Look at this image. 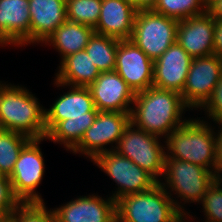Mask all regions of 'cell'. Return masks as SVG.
I'll return each mask as SVG.
<instances>
[{
	"instance_id": "obj_1",
	"label": "cell",
	"mask_w": 222,
	"mask_h": 222,
	"mask_svg": "<svg viewBox=\"0 0 222 222\" xmlns=\"http://www.w3.org/2000/svg\"><path fill=\"white\" fill-rule=\"evenodd\" d=\"M54 86L67 88L49 109L45 108L46 140L63 145L71 151L94 123L98 109L88 87L70 86L53 81Z\"/></svg>"
},
{
	"instance_id": "obj_2",
	"label": "cell",
	"mask_w": 222,
	"mask_h": 222,
	"mask_svg": "<svg viewBox=\"0 0 222 222\" xmlns=\"http://www.w3.org/2000/svg\"><path fill=\"white\" fill-rule=\"evenodd\" d=\"M187 109L190 110L181 94L152 86L135 93L130 122L149 134L165 139L188 120L182 115Z\"/></svg>"
},
{
	"instance_id": "obj_3",
	"label": "cell",
	"mask_w": 222,
	"mask_h": 222,
	"mask_svg": "<svg viewBox=\"0 0 222 222\" xmlns=\"http://www.w3.org/2000/svg\"><path fill=\"white\" fill-rule=\"evenodd\" d=\"M6 83L0 85V129L45 138V107L26 87Z\"/></svg>"
},
{
	"instance_id": "obj_4",
	"label": "cell",
	"mask_w": 222,
	"mask_h": 222,
	"mask_svg": "<svg viewBox=\"0 0 222 222\" xmlns=\"http://www.w3.org/2000/svg\"><path fill=\"white\" fill-rule=\"evenodd\" d=\"M205 119L189 118L164 140L165 158H176L215 173V126Z\"/></svg>"
},
{
	"instance_id": "obj_5",
	"label": "cell",
	"mask_w": 222,
	"mask_h": 222,
	"mask_svg": "<svg viewBox=\"0 0 222 222\" xmlns=\"http://www.w3.org/2000/svg\"><path fill=\"white\" fill-rule=\"evenodd\" d=\"M163 179L158 183L167 191L176 208L184 216H188L191 212L185 211V203L199 204L216 175L199 165L176 158H165ZM174 194L177 195L176 198L180 197V202ZM181 201H184L183 204Z\"/></svg>"
},
{
	"instance_id": "obj_6",
	"label": "cell",
	"mask_w": 222,
	"mask_h": 222,
	"mask_svg": "<svg viewBox=\"0 0 222 222\" xmlns=\"http://www.w3.org/2000/svg\"><path fill=\"white\" fill-rule=\"evenodd\" d=\"M183 217L159 183L116 201V222H178Z\"/></svg>"
},
{
	"instance_id": "obj_7",
	"label": "cell",
	"mask_w": 222,
	"mask_h": 222,
	"mask_svg": "<svg viewBox=\"0 0 222 222\" xmlns=\"http://www.w3.org/2000/svg\"><path fill=\"white\" fill-rule=\"evenodd\" d=\"M115 151L132 160L157 182L162 180L165 144L161 142L160 137L149 134L130 122L123 131Z\"/></svg>"
},
{
	"instance_id": "obj_8",
	"label": "cell",
	"mask_w": 222,
	"mask_h": 222,
	"mask_svg": "<svg viewBox=\"0 0 222 222\" xmlns=\"http://www.w3.org/2000/svg\"><path fill=\"white\" fill-rule=\"evenodd\" d=\"M178 20L150 10L137 11L130 40L153 62L176 43Z\"/></svg>"
},
{
	"instance_id": "obj_9",
	"label": "cell",
	"mask_w": 222,
	"mask_h": 222,
	"mask_svg": "<svg viewBox=\"0 0 222 222\" xmlns=\"http://www.w3.org/2000/svg\"><path fill=\"white\" fill-rule=\"evenodd\" d=\"M92 162L118 186L115 188L117 191H112L110 195L115 202L129 194L150 190L158 183L136 163L115 150L98 155Z\"/></svg>"
},
{
	"instance_id": "obj_10",
	"label": "cell",
	"mask_w": 222,
	"mask_h": 222,
	"mask_svg": "<svg viewBox=\"0 0 222 222\" xmlns=\"http://www.w3.org/2000/svg\"><path fill=\"white\" fill-rule=\"evenodd\" d=\"M45 140L31 139L21 150L9 176L14 195L21 203L44 202L37 187L45 172L44 157L39 144Z\"/></svg>"
},
{
	"instance_id": "obj_11",
	"label": "cell",
	"mask_w": 222,
	"mask_h": 222,
	"mask_svg": "<svg viewBox=\"0 0 222 222\" xmlns=\"http://www.w3.org/2000/svg\"><path fill=\"white\" fill-rule=\"evenodd\" d=\"M129 123L130 113L98 111L94 123L84 132L81 141L70 152L75 155L83 154L92 162L98 155L115 150ZM107 145H110V149L106 147Z\"/></svg>"
},
{
	"instance_id": "obj_12",
	"label": "cell",
	"mask_w": 222,
	"mask_h": 222,
	"mask_svg": "<svg viewBox=\"0 0 222 222\" xmlns=\"http://www.w3.org/2000/svg\"><path fill=\"white\" fill-rule=\"evenodd\" d=\"M222 76V58L218 55L193 58L181 97L191 110H198L210 98ZM198 108V109H197Z\"/></svg>"
},
{
	"instance_id": "obj_13",
	"label": "cell",
	"mask_w": 222,
	"mask_h": 222,
	"mask_svg": "<svg viewBox=\"0 0 222 222\" xmlns=\"http://www.w3.org/2000/svg\"><path fill=\"white\" fill-rule=\"evenodd\" d=\"M154 62L130 39L119 40L115 69L134 93L153 86Z\"/></svg>"
},
{
	"instance_id": "obj_14",
	"label": "cell",
	"mask_w": 222,
	"mask_h": 222,
	"mask_svg": "<svg viewBox=\"0 0 222 222\" xmlns=\"http://www.w3.org/2000/svg\"><path fill=\"white\" fill-rule=\"evenodd\" d=\"M74 200L54 208L58 222H116V202L108 195L77 196Z\"/></svg>"
},
{
	"instance_id": "obj_15",
	"label": "cell",
	"mask_w": 222,
	"mask_h": 222,
	"mask_svg": "<svg viewBox=\"0 0 222 222\" xmlns=\"http://www.w3.org/2000/svg\"><path fill=\"white\" fill-rule=\"evenodd\" d=\"M88 88L98 111L131 112L135 93L116 71L101 72Z\"/></svg>"
},
{
	"instance_id": "obj_16",
	"label": "cell",
	"mask_w": 222,
	"mask_h": 222,
	"mask_svg": "<svg viewBox=\"0 0 222 222\" xmlns=\"http://www.w3.org/2000/svg\"><path fill=\"white\" fill-rule=\"evenodd\" d=\"M216 21L208 13L178 21L176 42L192 57L214 55Z\"/></svg>"
},
{
	"instance_id": "obj_17",
	"label": "cell",
	"mask_w": 222,
	"mask_h": 222,
	"mask_svg": "<svg viewBox=\"0 0 222 222\" xmlns=\"http://www.w3.org/2000/svg\"><path fill=\"white\" fill-rule=\"evenodd\" d=\"M193 58L176 42L156 61L153 87L182 93Z\"/></svg>"
},
{
	"instance_id": "obj_18",
	"label": "cell",
	"mask_w": 222,
	"mask_h": 222,
	"mask_svg": "<svg viewBox=\"0 0 222 222\" xmlns=\"http://www.w3.org/2000/svg\"><path fill=\"white\" fill-rule=\"evenodd\" d=\"M30 44L29 0H0V45Z\"/></svg>"
},
{
	"instance_id": "obj_19",
	"label": "cell",
	"mask_w": 222,
	"mask_h": 222,
	"mask_svg": "<svg viewBox=\"0 0 222 222\" xmlns=\"http://www.w3.org/2000/svg\"><path fill=\"white\" fill-rule=\"evenodd\" d=\"M137 11L128 0H102L94 32L119 40H129Z\"/></svg>"
},
{
	"instance_id": "obj_20",
	"label": "cell",
	"mask_w": 222,
	"mask_h": 222,
	"mask_svg": "<svg viewBox=\"0 0 222 222\" xmlns=\"http://www.w3.org/2000/svg\"><path fill=\"white\" fill-rule=\"evenodd\" d=\"M30 45L43 43L67 20L66 0H29Z\"/></svg>"
},
{
	"instance_id": "obj_21",
	"label": "cell",
	"mask_w": 222,
	"mask_h": 222,
	"mask_svg": "<svg viewBox=\"0 0 222 222\" xmlns=\"http://www.w3.org/2000/svg\"><path fill=\"white\" fill-rule=\"evenodd\" d=\"M55 73V80L65 85L89 87L101 74L85 50L65 57Z\"/></svg>"
},
{
	"instance_id": "obj_22",
	"label": "cell",
	"mask_w": 222,
	"mask_h": 222,
	"mask_svg": "<svg viewBox=\"0 0 222 222\" xmlns=\"http://www.w3.org/2000/svg\"><path fill=\"white\" fill-rule=\"evenodd\" d=\"M94 28L66 20L43 43L59 52L60 62L73 53L85 50Z\"/></svg>"
},
{
	"instance_id": "obj_23",
	"label": "cell",
	"mask_w": 222,
	"mask_h": 222,
	"mask_svg": "<svg viewBox=\"0 0 222 222\" xmlns=\"http://www.w3.org/2000/svg\"><path fill=\"white\" fill-rule=\"evenodd\" d=\"M119 39L93 33L85 51L100 72H111L115 69L116 51Z\"/></svg>"
},
{
	"instance_id": "obj_24",
	"label": "cell",
	"mask_w": 222,
	"mask_h": 222,
	"mask_svg": "<svg viewBox=\"0 0 222 222\" xmlns=\"http://www.w3.org/2000/svg\"><path fill=\"white\" fill-rule=\"evenodd\" d=\"M30 140L19 132L0 129V175H11L21 150Z\"/></svg>"
},
{
	"instance_id": "obj_25",
	"label": "cell",
	"mask_w": 222,
	"mask_h": 222,
	"mask_svg": "<svg viewBox=\"0 0 222 222\" xmlns=\"http://www.w3.org/2000/svg\"><path fill=\"white\" fill-rule=\"evenodd\" d=\"M152 10L179 21L206 13L207 0H157Z\"/></svg>"
},
{
	"instance_id": "obj_26",
	"label": "cell",
	"mask_w": 222,
	"mask_h": 222,
	"mask_svg": "<svg viewBox=\"0 0 222 222\" xmlns=\"http://www.w3.org/2000/svg\"><path fill=\"white\" fill-rule=\"evenodd\" d=\"M102 0H66L67 20L95 28Z\"/></svg>"
},
{
	"instance_id": "obj_27",
	"label": "cell",
	"mask_w": 222,
	"mask_h": 222,
	"mask_svg": "<svg viewBox=\"0 0 222 222\" xmlns=\"http://www.w3.org/2000/svg\"><path fill=\"white\" fill-rule=\"evenodd\" d=\"M11 222H54L53 209L44 202L21 203L9 217Z\"/></svg>"
},
{
	"instance_id": "obj_28",
	"label": "cell",
	"mask_w": 222,
	"mask_h": 222,
	"mask_svg": "<svg viewBox=\"0 0 222 222\" xmlns=\"http://www.w3.org/2000/svg\"><path fill=\"white\" fill-rule=\"evenodd\" d=\"M200 204L205 215L203 221L222 222V185L217 179L209 186Z\"/></svg>"
},
{
	"instance_id": "obj_29",
	"label": "cell",
	"mask_w": 222,
	"mask_h": 222,
	"mask_svg": "<svg viewBox=\"0 0 222 222\" xmlns=\"http://www.w3.org/2000/svg\"><path fill=\"white\" fill-rule=\"evenodd\" d=\"M205 111L209 121H213L216 126L222 125V76L214 88L210 98L200 108Z\"/></svg>"
},
{
	"instance_id": "obj_30",
	"label": "cell",
	"mask_w": 222,
	"mask_h": 222,
	"mask_svg": "<svg viewBox=\"0 0 222 222\" xmlns=\"http://www.w3.org/2000/svg\"><path fill=\"white\" fill-rule=\"evenodd\" d=\"M20 204L14 195L9 177L0 175V210L10 217Z\"/></svg>"
},
{
	"instance_id": "obj_31",
	"label": "cell",
	"mask_w": 222,
	"mask_h": 222,
	"mask_svg": "<svg viewBox=\"0 0 222 222\" xmlns=\"http://www.w3.org/2000/svg\"><path fill=\"white\" fill-rule=\"evenodd\" d=\"M218 129L216 130V132L214 130L215 148H216L215 149V151H216V169H215V172H222V125H219Z\"/></svg>"
},
{
	"instance_id": "obj_32",
	"label": "cell",
	"mask_w": 222,
	"mask_h": 222,
	"mask_svg": "<svg viewBox=\"0 0 222 222\" xmlns=\"http://www.w3.org/2000/svg\"><path fill=\"white\" fill-rule=\"evenodd\" d=\"M207 12L215 19L222 20V0H207Z\"/></svg>"
},
{
	"instance_id": "obj_33",
	"label": "cell",
	"mask_w": 222,
	"mask_h": 222,
	"mask_svg": "<svg viewBox=\"0 0 222 222\" xmlns=\"http://www.w3.org/2000/svg\"><path fill=\"white\" fill-rule=\"evenodd\" d=\"M214 52L222 58V20L216 21L214 31Z\"/></svg>"
},
{
	"instance_id": "obj_34",
	"label": "cell",
	"mask_w": 222,
	"mask_h": 222,
	"mask_svg": "<svg viewBox=\"0 0 222 222\" xmlns=\"http://www.w3.org/2000/svg\"><path fill=\"white\" fill-rule=\"evenodd\" d=\"M138 11L150 10L156 5L157 0H128Z\"/></svg>"
},
{
	"instance_id": "obj_35",
	"label": "cell",
	"mask_w": 222,
	"mask_h": 222,
	"mask_svg": "<svg viewBox=\"0 0 222 222\" xmlns=\"http://www.w3.org/2000/svg\"><path fill=\"white\" fill-rule=\"evenodd\" d=\"M8 220L9 217L2 210H0V222H7Z\"/></svg>"
},
{
	"instance_id": "obj_36",
	"label": "cell",
	"mask_w": 222,
	"mask_h": 222,
	"mask_svg": "<svg viewBox=\"0 0 222 222\" xmlns=\"http://www.w3.org/2000/svg\"><path fill=\"white\" fill-rule=\"evenodd\" d=\"M193 216H192V214L190 215H188V216H184L181 220H179L178 222H190L189 220L191 219L192 221L193 220H195V216L192 218ZM189 219V220H188ZM191 221V222H192Z\"/></svg>"
},
{
	"instance_id": "obj_37",
	"label": "cell",
	"mask_w": 222,
	"mask_h": 222,
	"mask_svg": "<svg viewBox=\"0 0 222 222\" xmlns=\"http://www.w3.org/2000/svg\"><path fill=\"white\" fill-rule=\"evenodd\" d=\"M216 179L222 185V172H215Z\"/></svg>"
}]
</instances>
